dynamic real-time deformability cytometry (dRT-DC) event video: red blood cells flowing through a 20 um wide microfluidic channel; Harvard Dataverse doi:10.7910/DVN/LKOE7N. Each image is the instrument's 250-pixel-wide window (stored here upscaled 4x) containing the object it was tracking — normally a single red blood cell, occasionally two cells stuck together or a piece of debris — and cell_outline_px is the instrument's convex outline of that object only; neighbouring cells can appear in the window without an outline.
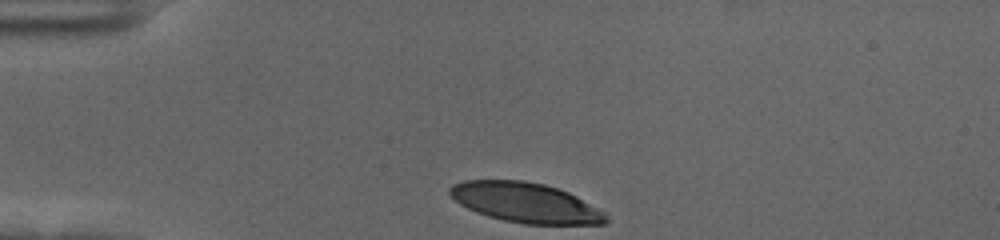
{"species": "human", "species_latin": "Homo sapiens", "temperature_condition": "cold", "stored_images_in_passage": 34, "camera_frame_rate_fps": 3000, "um_per_image_px": 0.085, "donor": {"sex": "female"}, "frame": {"image": 1, "passage_image": 1, "time_ms": 0.0, "image_size_px": [1000, 240], "cell_outline_px": [[608, 224], [524, 224], [504, 220], [488, 216], [476, 212], [460, 204], [448, 192], [448, 188], [452, 184], [464, 180], [524, 180], [544, 184], [568, 192], [576, 196], [604, 212], [608, 220]], "centroid_in_image_um": [44.66, 17.22], "position_along_channel_um": 40.3, "area_um2": 36.18}}
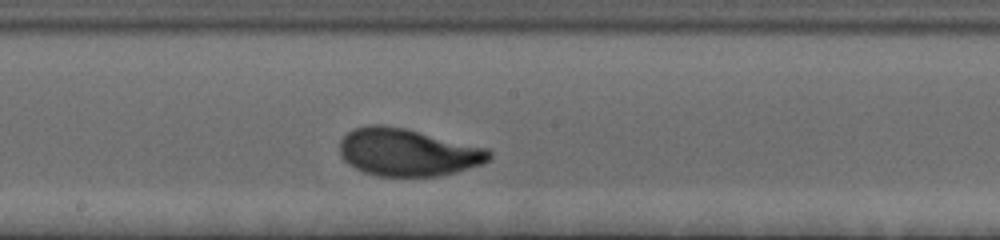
{"frame": {"image": 2, "passage_image": 19, "time_ms": 6.0, "image_size_px": [1000, 240], "cell_outline_px": [[492, 156], [484, 164], [456, 172], [440, 176], [376, 176], [364, 172], [348, 164], [344, 160], [340, 152], [340, 140], [352, 128], [368, 124], [384, 124], [404, 128], [488, 148], [492, 152]], "centroid_in_image_um": [34.66, 12.94], "position_along_channel_um": 213.5, "area_um2": 41.62}}
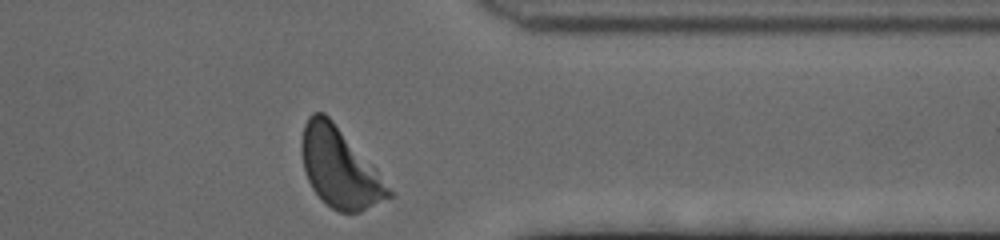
{"frame": {"image": 3, "passage_image": 34, "time_ms": 11.0, "image_size_px": [1000, 240], "cell_outline_px": [[396, 192], [392, 196], [360, 212], [340, 212], [332, 208], [312, 188], [308, 180], [304, 168], [300, 152], [300, 144], [304, 124], [308, 116], [312, 112], [324, 112], [332, 120], [376, 168]], "centroid_in_image_um": [28.88, 14.24], "position_along_channel_um": 382.5, "area_um2": 40.29}, "authors_computed_cell_mechanics": {"area_um2": 40.3155, "velocity_mm_per_s": 3.512, "shape_relaxation_time_tau1_ms": 2.4969, "shape_relaxation_time_tau2_ms": null, "deformation_change_tau1": 0.1602, "deformation_change_tau2": null}}